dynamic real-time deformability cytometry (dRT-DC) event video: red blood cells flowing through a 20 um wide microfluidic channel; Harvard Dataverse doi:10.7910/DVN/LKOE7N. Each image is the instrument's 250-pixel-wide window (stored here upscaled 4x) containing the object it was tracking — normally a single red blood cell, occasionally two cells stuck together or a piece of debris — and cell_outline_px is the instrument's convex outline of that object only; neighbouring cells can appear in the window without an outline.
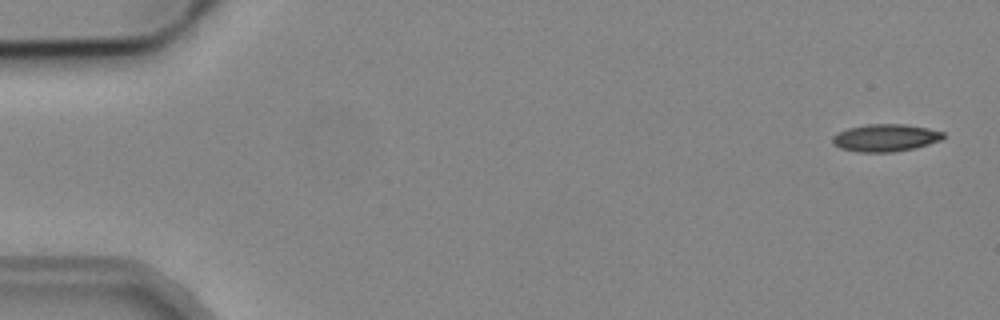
{"species": "common noctule bat (a hibernating species)", "species_latin": "Nyctalus noctula", "temperature_condition": "cold", "stored_images_in_passage": 5, "camera_frame_rate_fps": 3000, "um_per_image_px": 0.085, "animal": {"sex": "male", "body_mass_g": 19.2, "forearm_length_mm": 51.8}, "frame": {"image": 1, "passage_image": 1, "time_ms": 0.0, "image_size_px": [1000, 320], "cell_outline_px": [[944, 136], [940, 140], [916, 148], [892, 152], [856, 152], [840, 148], [832, 144], [832, 136], [848, 128], [868, 124], [904, 124], [928, 128], [944, 132]], "centroid_in_image_um": [75.25, 11.72], "position_along_channel_um": 9.8, "area_um2": 17.69}}
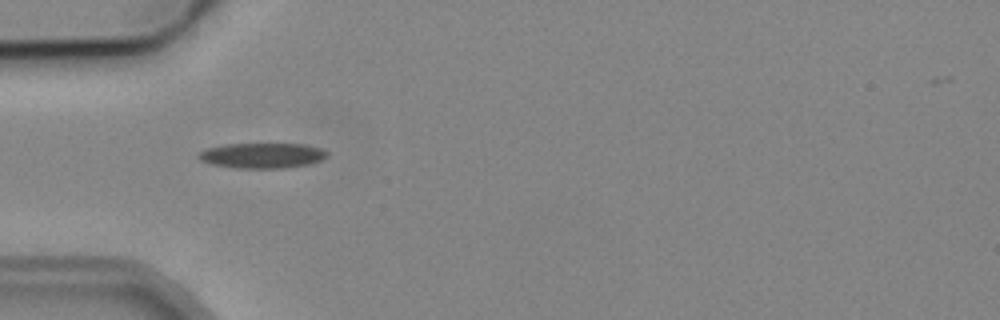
{"frame": {"image": 2, "passage_image": 4, "time_ms": 5.0, "image_size_px": [1000, 320], "cell_outline_px": [[328, 156], [320, 160], [308, 164], [284, 168], [236, 168], [208, 164], [200, 160], [196, 156], [204, 148], [224, 144], [304, 144], [320, 148], [328, 152]], "centroid_in_image_um": [22.23, 13.22], "position_along_channel_um": 62.8, "area_um2": 19.07}}